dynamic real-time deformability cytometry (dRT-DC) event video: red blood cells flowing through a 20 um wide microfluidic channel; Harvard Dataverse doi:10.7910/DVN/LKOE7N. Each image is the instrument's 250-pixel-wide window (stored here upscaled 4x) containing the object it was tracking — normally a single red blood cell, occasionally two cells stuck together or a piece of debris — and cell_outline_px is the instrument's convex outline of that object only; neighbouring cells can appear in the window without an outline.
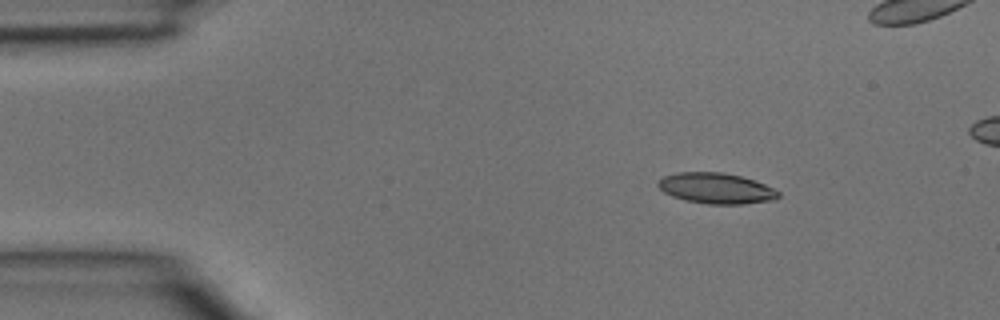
{"species": "common noctule bat (a hibernating species)", "species_latin": "Nyctalus noctula", "temperature_condition": "room temperature", "stored_images_in_passage": 5, "camera_frame_rate_fps": 3000, "um_per_image_px": 0.085, "animal": {"sex": "male", "body_mass_g": 15.6}, "frame": {"image": 1, "passage_image": 1, "time_ms": 0.0, "image_size_px": [1000, 320], "cell_outline_px": [[780, 196], [776, 200], [744, 204], [708, 204], [684, 200], [672, 196], [664, 192], [656, 184], [664, 176], [676, 172], [724, 172], [740, 176], [764, 184], [780, 192]], "centroid_in_image_um": [60.88, 16.01], "position_along_channel_um": 24.1, "area_um2": 21.56}}
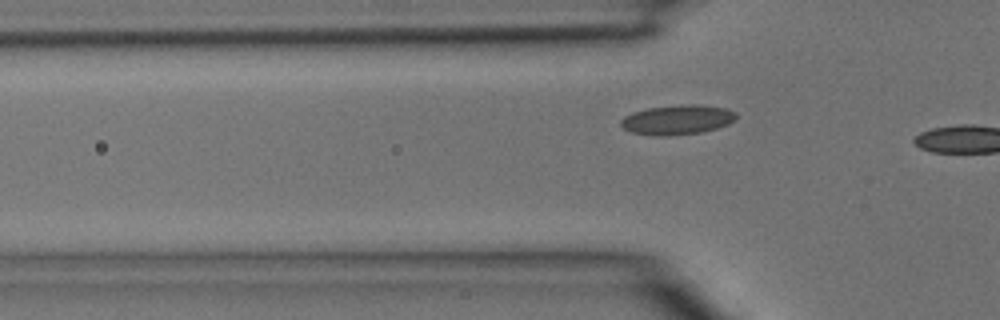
{"frame": {"image": 2, "passage_image": 4, "time_ms": 1.0, "image_size_px": [1000, 320], "cell_outline_px": [[736, 116], [728, 124], [716, 128], [700, 132], [668, 136], [652, 136], [632, 132], [624, 128], [620, 124], [620, 120], [624, 116], [632, 112], [648, 108], [688, 104], [696, 104], [724, 108], [736, 112]], "centroid_in_image_um": [57.53, 10.18], "position_along_channel_um": 68.3, "area_um2": 19.77}}